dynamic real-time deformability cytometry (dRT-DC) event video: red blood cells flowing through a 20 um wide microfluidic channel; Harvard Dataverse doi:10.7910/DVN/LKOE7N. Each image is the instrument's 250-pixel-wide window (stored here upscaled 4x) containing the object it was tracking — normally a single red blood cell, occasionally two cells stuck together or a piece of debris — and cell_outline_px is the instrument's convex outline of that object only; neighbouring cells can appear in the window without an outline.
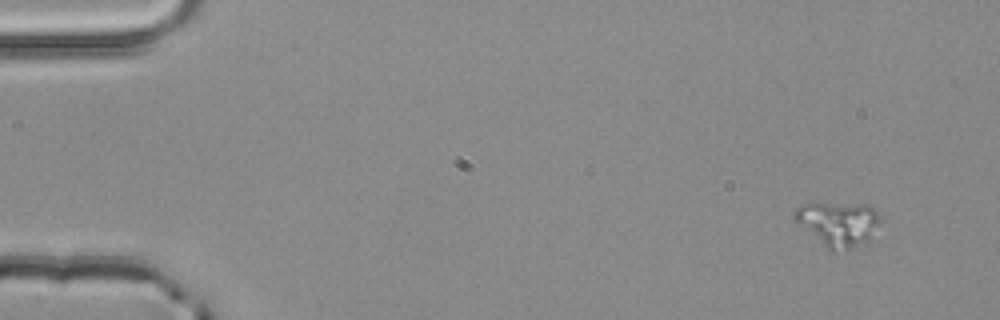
{"species": "common noctule bat (a hibernating species)", "species_latin": "Nyctalus noctula", "temperature_condition": "room temperature", "stored_images_in_passage": 3, "camera_frame_rate_fps": 3000, "um_per_image_px": 0.085, "animal": {"sex": "male", "body_mass_g": 20.4}, "frame": {"image": 1, "passage_image": 1, "time_ms": 0.0, "image_size_px": [1000, 320], "cell_outline_px": [[880, 220], [872, 240], [868, 244], [832, 252], [796, 220], [792, 216], [792, 212], [800, 204], [868, 204], [876, 208], [880, 216]], "centroid_in_image_um": [71.33, 19.02], "position_along_channel_um": 13.7, "area_um2": 22.2}}
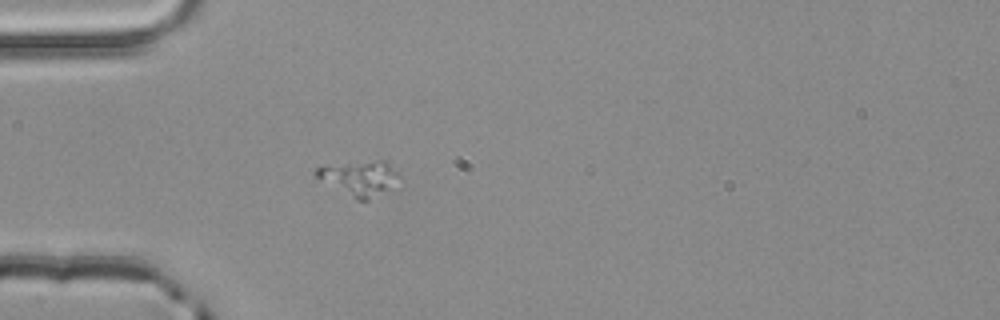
{"frame": {"image": 2, "passage_image": 3, "time_ms": 0.667, "image_size_px": [1000, 320], "cell_outline_px": [[400, 176], [392, 192], [368, 200], [356, 200], [316, 176], [316, 168], [324, 164], [380, 160], [388, 160]], "centroid_in_image_um": [30.65, 15.14], "position_along_channel_um": 54.3, "area_um2": 17.34}}